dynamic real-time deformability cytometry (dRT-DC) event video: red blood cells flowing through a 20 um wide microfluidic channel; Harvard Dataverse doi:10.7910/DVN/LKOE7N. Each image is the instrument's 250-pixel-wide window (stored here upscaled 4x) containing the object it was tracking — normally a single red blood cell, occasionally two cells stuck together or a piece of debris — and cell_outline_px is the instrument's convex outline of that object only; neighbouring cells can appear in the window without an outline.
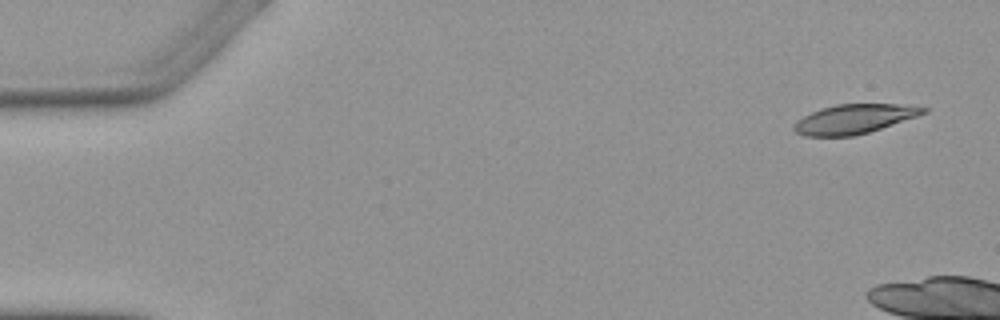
{"species": "Egyptian fruit bat (a non-hibernating species)", "species_latin": "Rousettus aegyptiacus", "temperature_condition": "warm", "stored_images_in_passage": 8, "camera_frame_rate_fps": 3000, "um_per_image_px": 0.085, "animal": {"sex": "female"}, "frame": {"image": 1, "passage_image": 1, "time_ms": 0.0, "image_size_px": [1000, 320], "cell_outline_px": [[928, 112], [868, 132], [852, 136], [804, 136], [796, 132], [792, 128], [792, 124], [796, 120], [820, 108], [836, 104], [896, 104], [928, 108]], "centroid_in_image_um": [72.53, 10.11], "position_along_channel_um": 12.5, "area_um2": 21.91}}
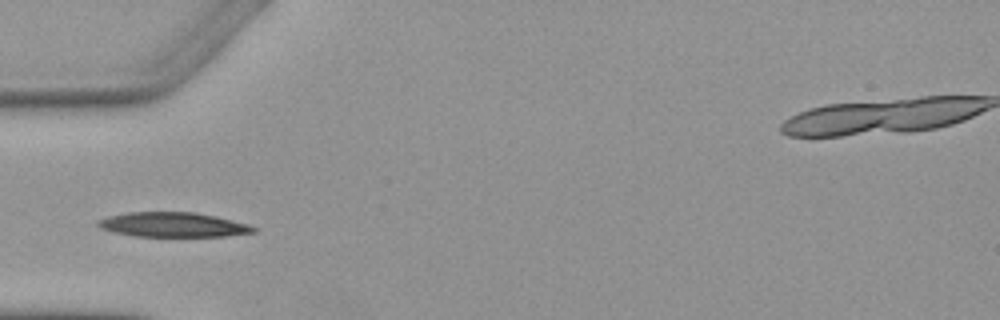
{"frame": {"image": 2, "passage_image": 6, "time_ms": 7.0, "image_size_px": [1000, 320], "cell_outline_px": [[256, 232], [224, 236], [136, 236], [112, 232], [100, 228], [96, 224], [100, 220], [108, 216], [128, 212], [196, 212], [216, 216], [248, 224], [256, 228]], "centroid_in_image_um": [14.7, 19.09], "position_along_channel_um": 70.3, "area_um2": 22.25}}
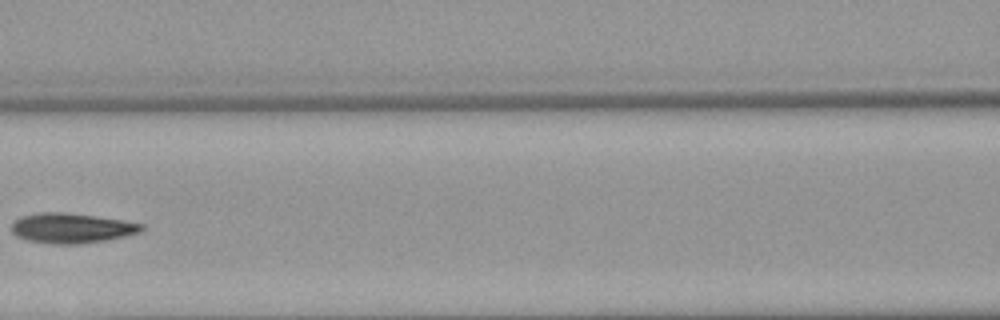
{"frame": {"image": 3, "passage_image": 8, "time_ms": 9.333, "image_size_px": [1000, 320], "cell_outline_px": [[144, 228], [140, 232], [108, 240], [80, 244], [52, 244], [28, 240], [16, 236], [12, 232], [12, 224], [20, 216], [44, 212], [64, 212], [120, 220], [144, 224]], "centroid_in_image_um": [6.07, 19.4], "position_along_channel_um": 160.5, "area_um2": 22.54}}